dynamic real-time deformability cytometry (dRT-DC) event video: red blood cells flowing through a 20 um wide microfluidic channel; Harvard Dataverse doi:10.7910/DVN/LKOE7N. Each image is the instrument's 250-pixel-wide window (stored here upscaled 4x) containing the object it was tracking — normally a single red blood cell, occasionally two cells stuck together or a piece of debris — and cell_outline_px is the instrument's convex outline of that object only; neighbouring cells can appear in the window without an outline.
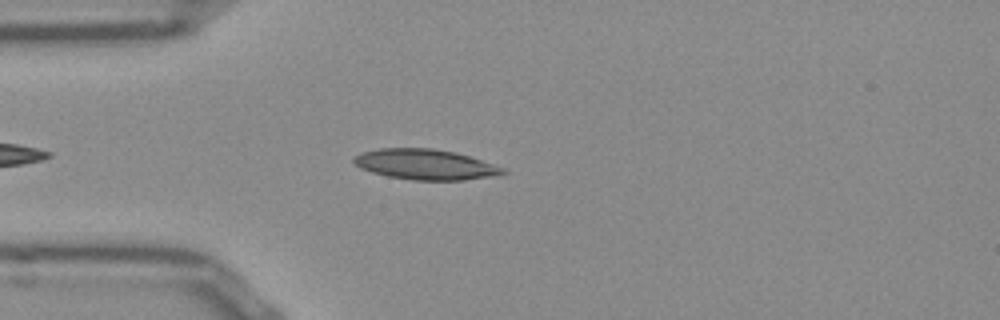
{"species": "Egyptian fruit bat (a non-hibernating species)", "species_latin": "Rousettus aegyptiacus", "temperature_condition": "room temperature", "stored_images_in_passage": 37, "camera_frame_rate_fps": 3000, "um_per_image_px": 0.085, "frame": {"image": 1, "passage_image": 6, "time_ms": 1.667, "image_size_px": [1000, 320], "cell_outline_px": [[508, 172], [500, 176], [464, 180], [412, 180], [388, 176], [372, 172], [360, 168], [352, 160], [360, 152], [380, 148], [432, 148], [456, 152], [504, 168]], "centroid_in_image_um": [36.18, 13.98], "position_along_channel_um": 48.8, "area_um2": 26.47}}
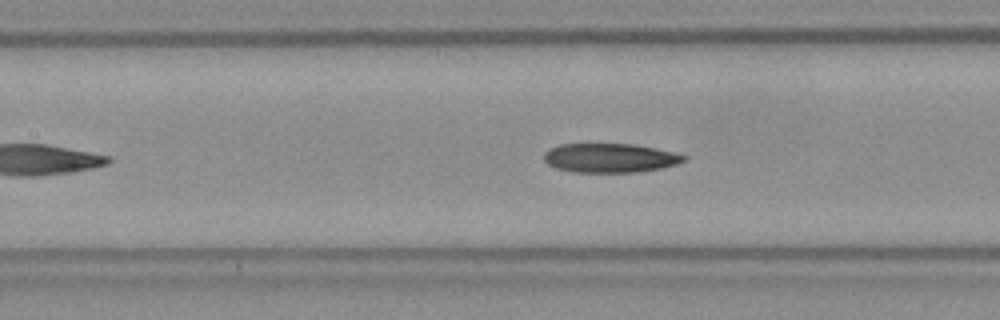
{"frame": {"image": 2, "passage_image": 15, "time_ms": 4.667, "image_size_px": [1000, 320], "cell_outline_px": [[688, 160], [676, 164], [660, 168], [636, 172], [572, 172], [556, 168], [548, 164], [544, 160], [544, 152], [548, 148], [560, 144], [632, 144], [656, 148], [688, 156]], "centroid_in_image_um": [51.83, 13.42], "position_along_channel_um": 155.6, "area_um2": 23.81}}
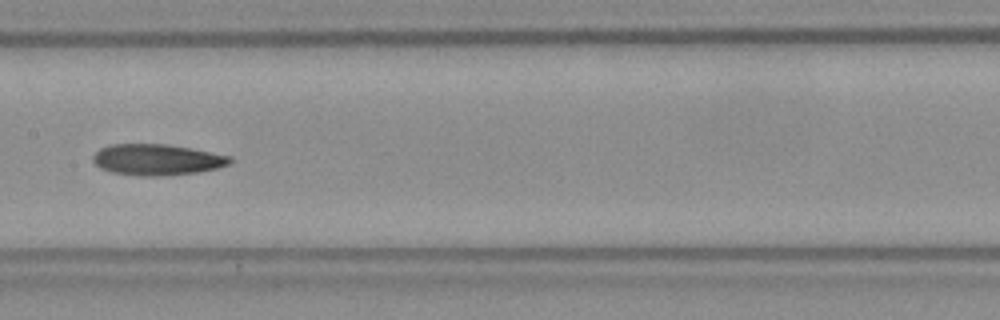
{"frame": {"image": 3, "passage_image": 18, "time_ms": 5.667, "image_size_px": [1000, 320], "cell_outline_px": [[232, 160], [228, 164], [216, 168], [196, 172], [156, 176], [140, 176], [112, 172], [100, 168], [92, 160], [92, 156], [100, 148], [108, 144], [168, 144], [192, 148], [232, 156]], "centroid_in_image_um": [13.32, 13.56], "position_along_channel_um": 194.1, "area_um2": 24.8}, "authors_computed_cell_mechanics": {"area_um2": 24.854, "velocity_mm_per_s": 3.8515, "shape_relaxation_time_tau1_ms": null, "shape_relaxation_time_tau2_ms": 7.7434, "deformation_change_tau1": null, "deformation_change_tau2": 0.1492}}